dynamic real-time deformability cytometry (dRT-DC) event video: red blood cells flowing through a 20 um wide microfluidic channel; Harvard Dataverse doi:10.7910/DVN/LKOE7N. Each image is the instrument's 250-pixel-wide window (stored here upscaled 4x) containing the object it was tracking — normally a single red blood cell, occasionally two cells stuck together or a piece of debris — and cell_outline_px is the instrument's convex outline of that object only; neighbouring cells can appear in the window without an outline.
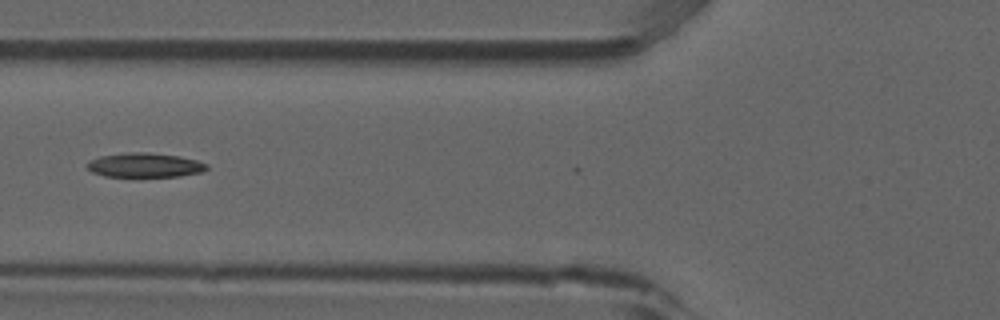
{"species": "common noctule bat (a hibernating species)", "species_latin": "Nyctalus noctula", "temperature_condition": "room temperature", "stored_images_in_passage": 6, "camera_frame_rate_fps": 3000, "um_per_image_px": 0.085, "animal": {"sex": "male", "forearm_length_mm": 52.5}, "frame": {"image": 1, "passage_image": 6, "time_ms": 1.667, "image_size_px": [1000, 320], "cell_outline_px": [[208, 168], [200, 172], [180, 176], [104, 176], [92, 172], [84, 164], [88, 160], [100, 156], [124, 152], [148, 152], [180, 156], [196, 160], [208, 164]], "centroid_in_image_um": [12.26, 14.02], "position_along_channel_um": 113.5, "area_um2": 17.05}}